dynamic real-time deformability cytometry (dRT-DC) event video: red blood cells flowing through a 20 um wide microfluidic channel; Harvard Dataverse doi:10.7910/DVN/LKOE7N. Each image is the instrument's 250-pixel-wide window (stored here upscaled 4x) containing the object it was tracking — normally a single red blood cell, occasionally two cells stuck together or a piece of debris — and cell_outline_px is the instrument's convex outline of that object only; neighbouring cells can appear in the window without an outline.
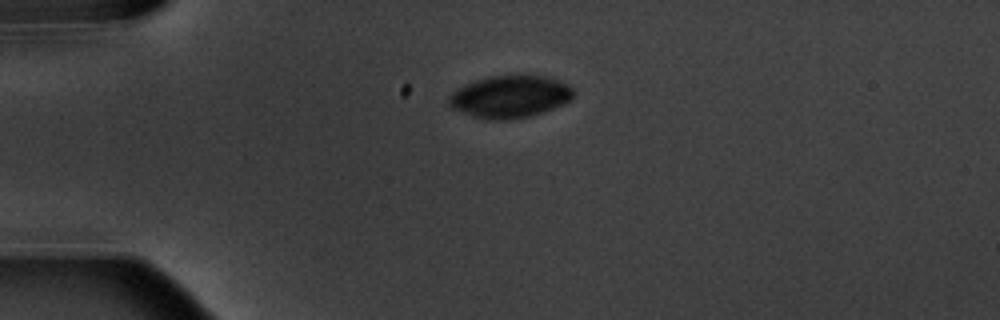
{"species": "common noctule bat (a hibernating species)", "species_latin": "Nyctalus noctula", "temperature_condition": "warm", "stored_images_in_passage": 3, "camera_frame_rate_fps": 3000, "um_per_image_px": 0.085, "animal": {"sex": "male", "body_mass_g": 20.1, "forearm_length_mm": 53.5}, "frame": {"image": 1, "passage_image": 1, "time_ms": 0.0, "image_size_px": [1000, 320], "cell_outline_px": [[576, 92], [564, 104], [528, 116], [504, 120], [484, 120], [472, 116], [452, 108], [448, 104], [448, 96], [452, 92], [464, 84], [488, 76], [516, 72], [528, 72], [548, 76], [568, 84]], "centroid_in_image_um": [43.34, 8.15], "position_along_channel_um": 41.7, "area_um2": 31.62}}